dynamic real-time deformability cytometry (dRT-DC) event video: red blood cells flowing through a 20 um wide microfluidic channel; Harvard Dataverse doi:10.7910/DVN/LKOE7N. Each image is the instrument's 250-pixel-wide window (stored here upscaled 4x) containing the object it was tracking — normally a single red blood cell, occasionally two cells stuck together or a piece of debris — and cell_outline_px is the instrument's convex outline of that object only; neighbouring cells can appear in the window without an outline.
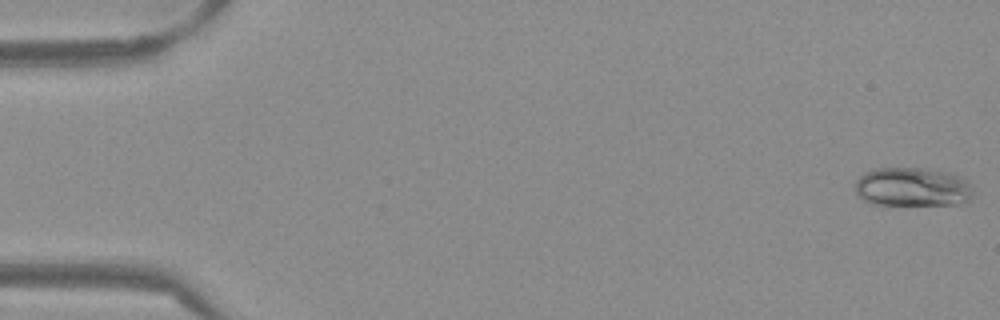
{"species": "Egyptian fruit bat (a non-hibernating species)", "species_latin": "Rousettus aegyptiacus", "temperature_condition": "warm", "stored_images_in_passage": 53, "camera_frame_rate_fps": 3000, "um_per_image_px": 0.085, "frame": {"image": 1, "passage_image": 1, "time_ms": 0.0, "image_size_px": [1000, 320], "cell_outline_px": [[972, 196], [968, 200], [956, 204], [868, 204], [860, 200], [856, 192], [856, 180], [864, 172], [872, 168], [920, 168], [948, 172], [960, 176], [968, 180], [972, 184]], "centroid_in_image_um": [77.53, 15.89], "position_along_channel_um": 7.5, "area_um2": 26.99}}
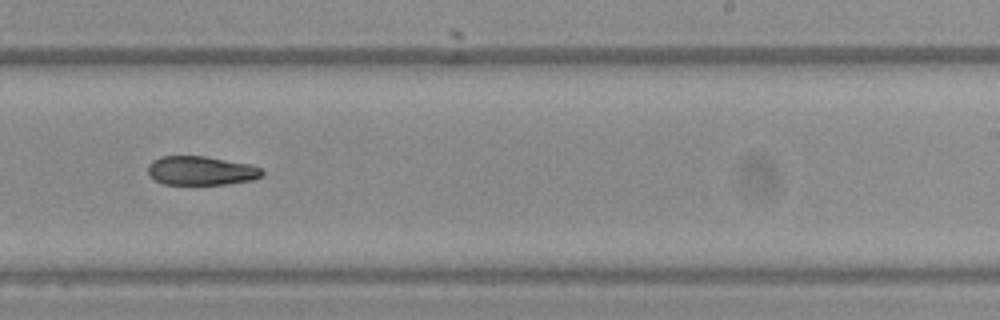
{"frame": {"image": 2, "passage_image": 33, "time_ms": 10.667, "image_size_px": [1000, 320], "cell_outline_px": [[264, 176], [252, 180], [228, 184], [164, 184], [156, 180], [148, 172], [148, 164], [152, 160], [160, 156], [204, 156], [252, 164], [260, 168], [264, 172]], "centroid_in_image_um": [17.13, 14.5], "position_along_channel_um": 271.9, "area_um2": 19.36}}
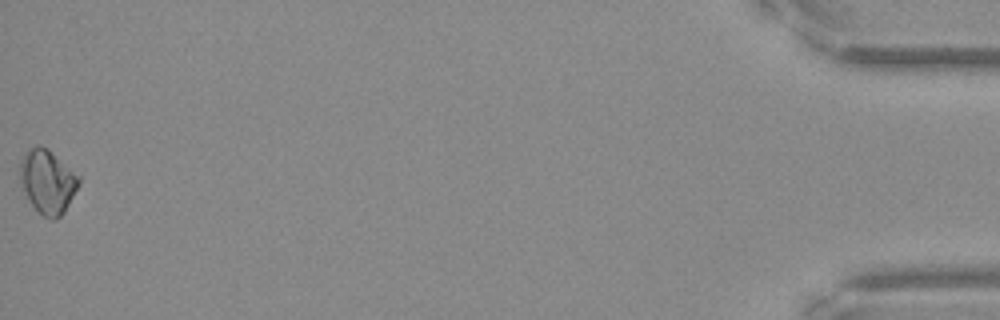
{"frame": {"image": 3, "passage_image": 53, "time_ms": 17.333, "image_size_px": [1000, 320], "cell_outline_px": [[80, 184], [64, 212], [56, 220], [52, 220], [44, 216], [28, 200], [20, 184], [20, 160], [36, 144], [40, 144], [48, 148], [80, 176]], "centroid_in_image_um": [4.06, 15.43], "position_along_channel_um": 431.1, "area_um2": 21.85}}